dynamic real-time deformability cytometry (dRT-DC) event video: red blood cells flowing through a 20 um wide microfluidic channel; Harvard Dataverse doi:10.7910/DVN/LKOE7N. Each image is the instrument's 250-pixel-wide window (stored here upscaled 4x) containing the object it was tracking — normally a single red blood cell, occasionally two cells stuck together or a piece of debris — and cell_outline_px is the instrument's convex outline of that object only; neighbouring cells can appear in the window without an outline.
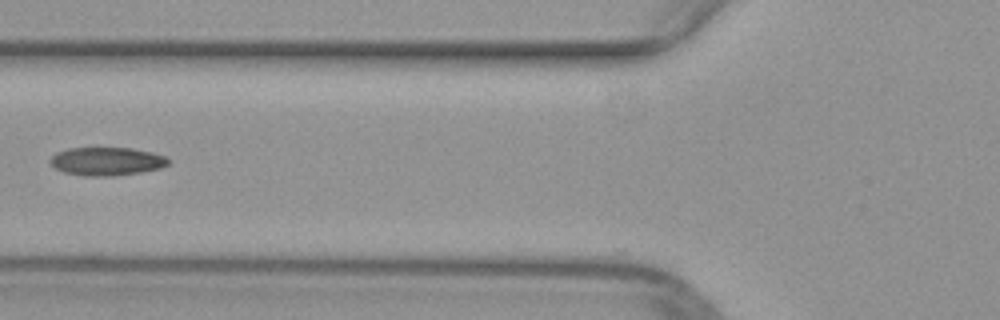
{"species": "common noctule bat (a hibernating species)", "species_latin": "Nyctalus noctula", "temperature_condition": "warm", "stored_images_in_passage": 33, "camera_frame_rate_fps": 3000, "um_per_image_px": 0.085, "animal": {"sex": "female", "body_mass_g": 29.2, "forearm_length_mm": 56.3}, "frame": {"image": 1, "passage_image": 2, "time_ms": 0.333, "image_size_px": [1000, 320], "cell_outline_px": [[168, 164], [160, 168], [140, 172], [112, 176], [84, 176], [64, 172], [56, 168], [52, 164], [52, 156], [56, 152], [68, 148], [132, 148], [152, 152], [164, 156], [168, 160]], "centroid_in_image_um": [9.07, 13.71], "position_along_channel_um": 116.7, "area_um2": 19.25}}
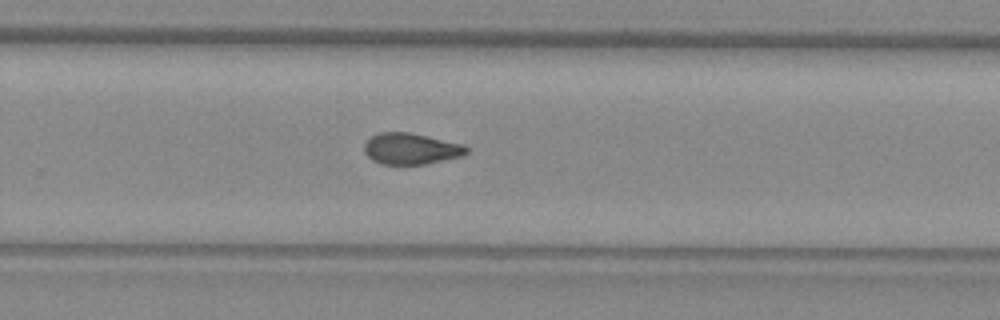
{"frame": {"image": 2, "passage_image": 15, "time_ms": 4.667, "image_size_px": [1000, 320], "cell_outline_px": [[468, 152], [464, 156], [424, 164], [380, 164], [372, 160], [364, 152], [364, 144], [372, 136], [380, 132], [408, 132], [464, 144], [468, 148]], "centroid_in_image_um": [34.94, 12.64], "position_along_channel_um": 294.9, "area_um2": 18.61}}
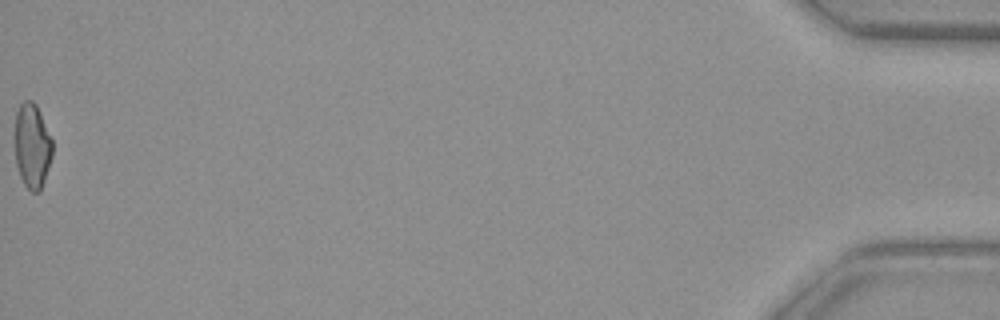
{"frame": {"image": 3, "passage_image": 33, "time_ms": 10.667, "image_size_px": [1000, 320], "cell_outline_px": [[52, 156], [40, 192], [32, 192], [24, 184], [20, 176], [16, 164], [16, 112], [20, 104], [24, 100], [32, 100], [36, 104], [40, 112], [52, 140]], "centroid_in_image_um": [2.74, 12.4], "position_along_channel_um": 432.5, "area_um2": 18.32}}